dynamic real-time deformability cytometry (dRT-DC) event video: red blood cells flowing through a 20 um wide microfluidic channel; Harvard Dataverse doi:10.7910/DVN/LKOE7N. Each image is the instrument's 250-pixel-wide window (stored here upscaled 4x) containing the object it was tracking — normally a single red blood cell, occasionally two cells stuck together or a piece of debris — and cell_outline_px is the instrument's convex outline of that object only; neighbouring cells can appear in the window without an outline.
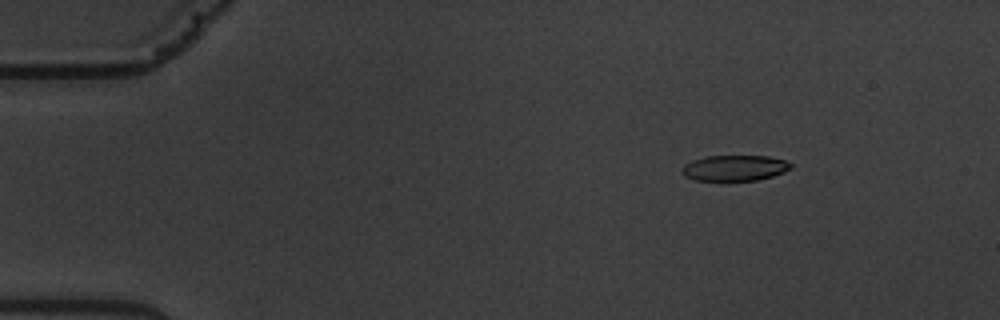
{"species": "common noctule bat (a hibernating species)", "species_latin": "Nyctalus noctula", "temperature_condition": "warm", "stored_images_in_passage": 7, "camera_frame_rate_fps": 3000, "um_per_image_px": 0.085, "animal": {"sex": "male", "body_mass_g": 19.5, "forearm_length_mm": 54.6}, "frame": {"image": 1, "passage_image": 2, "time_ms": 1.0, "image_size_px": [1000, 320], "cell_outline_px": [[792, 168], [784, 172], [772, 176], [756, 180], [724, 184], [696, 180], [684, 176], [680, 172], [680, 168], [684, 164], [692, 160], [708, 156], [768, 156], [784, 160], [792, 164]], "centroid_in_image_um": [62.37, 14.33], "position_along_channel_um": 22.6, "area_um2": 17.17}}
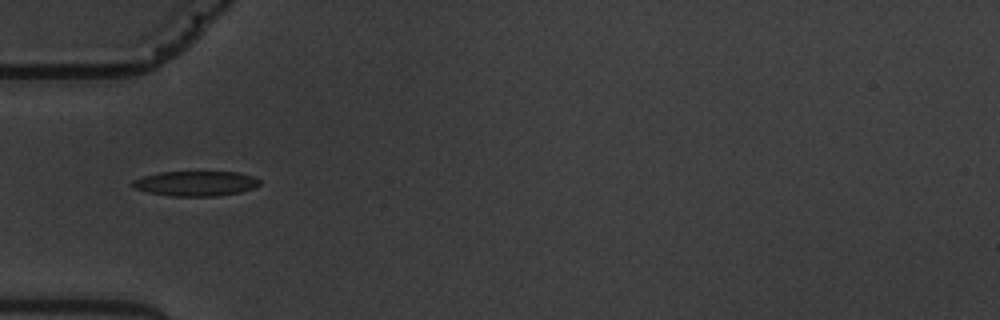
{"frame": {"image": 2, "passage_image": 5, "time_ms": 4.667, "image_size_px": [1000, 320], "cell_outline_px": [[260, 184], [252, 188], [240, 192], [216, 196], [168, 196], [148, 192], [136, 188], [132, 184], [132, 180], [144, 176], [160, 172], [240, 172], [252, 176], [260, 180]], "centroid_in_image_um": [16.64, 15.59], "position_along_channel_um": 68.4, "area_um2": 18.38}}
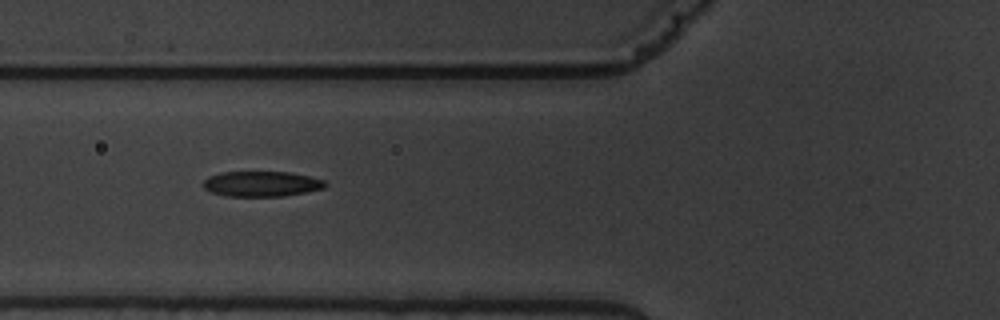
{"frame": {"image": 3, "passage_image": 6, "time_ms": 5.667, "image_size_px": [1000, 320], "cell_outline_px": [[328, 184], [324, 188], [284, 196], [224, 196], [212, 192], [204, 188], [200, 184], [208, 176], [220, 172], [288, 172], [308, 176], [324, 180]], "centroid_in_image_um": [22.18, 15.63], "position_along_channel_um": 103.6, "area_um2": 18.03}}